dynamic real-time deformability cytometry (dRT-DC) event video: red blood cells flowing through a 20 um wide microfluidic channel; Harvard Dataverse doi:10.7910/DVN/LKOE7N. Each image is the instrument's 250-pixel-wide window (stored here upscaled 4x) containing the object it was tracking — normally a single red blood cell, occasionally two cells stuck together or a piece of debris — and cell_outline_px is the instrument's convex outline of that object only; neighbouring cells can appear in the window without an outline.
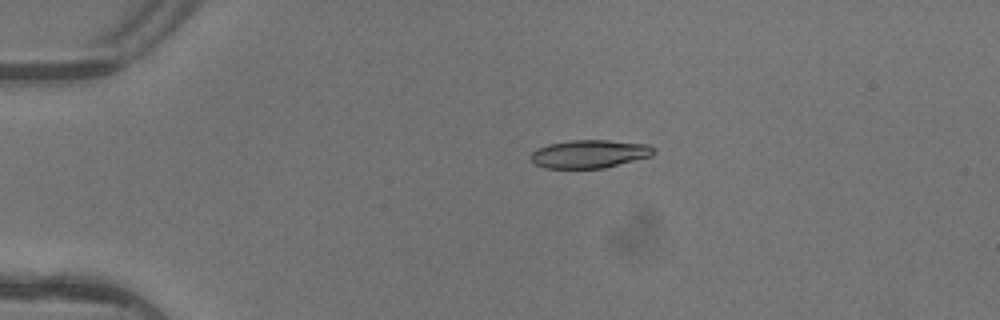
{"species": "common noctule bat (a hibernating species)", "species_latin": "Nyctalus noctula", "temperature_condition": "warm", "stored_images_in_passage": 2, "camera_frame_rate_fps": 3000, "um_per_image_px": 0.085, "animal": {"sex": "female"}, "frame": {"image": 1, "passage_image": 1, "time_ms": 0.0, "image_size_px": [1000, 320], "cell_outline_px": [[656, 152], [652, 156], [604, 168], [544, 168], [536, 164], [528, 156], [536, 148], [548, 144], [572, 140], [608, 140], [648, 144], [656, 148]], "centroid_in_image_um": [50.12, 13.08], "position_along_channel_um": 34.9, "area_um2": 20.35}}